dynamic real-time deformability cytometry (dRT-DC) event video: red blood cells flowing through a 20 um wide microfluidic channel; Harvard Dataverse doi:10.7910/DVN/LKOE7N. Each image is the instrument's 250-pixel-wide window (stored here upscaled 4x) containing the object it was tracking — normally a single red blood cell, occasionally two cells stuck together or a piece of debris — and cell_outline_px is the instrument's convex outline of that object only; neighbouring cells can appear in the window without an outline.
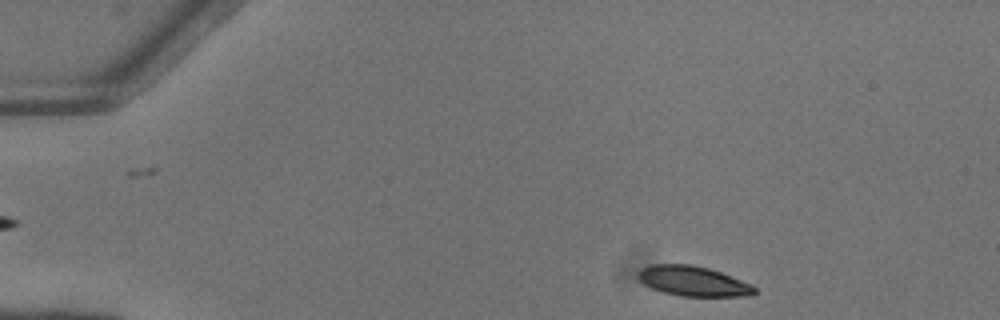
{"species": "common noctule bat (a hibernating species)", "species_latin": "Nyctalus noctula", "temperature_condition": "warm", "stored_images_in_passage": 45, "camera_frame_rate_fps": 3000, "um_per_image_px": 0.085, "animal": {"sex": "female"}, "frame": {"image": 1, "passage_image": 2, "time_ms": 0.333, "image_size_px": [1000, 320], "cell_outline_px": [[756, 292], [752, 296], [680, 296], [664, 292], [652, 288], [644, 284], [636, 276], [636, 272], [640, 268], [648, 264], [692, 264], [708, 268], [720, 272], [752, 284], [756, 288]], "centroid_in_image_um": [58.89, 23.88], "position_along_channel_um": 26.1, "area_um2": 20.52}}
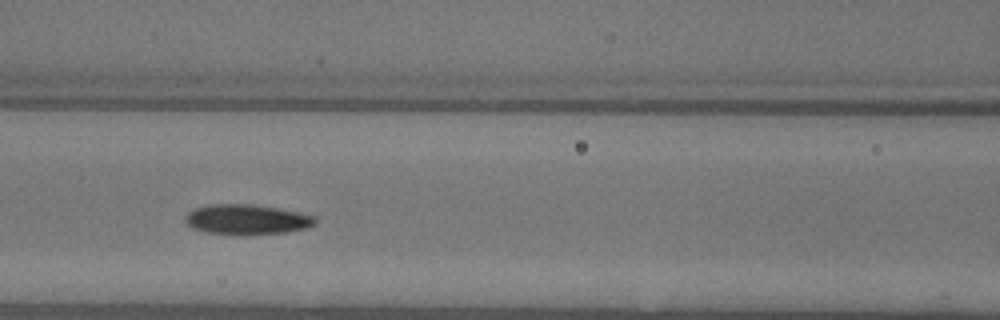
{"frame": {"image": 2, "passage_image": 17, "time_ms": 5.333, "image_size_px": [1000, 320], "cell_outline_px": [[316, 224], [308, 228], [284, 232], [244, 236], [236, 236], [204, 232], [192, 228], [184, 220], [188, 212], [196, 208], [208, 204], [256, 204], [300, 212], [316, 216]], "centroid_in_image_um": [20.99, 18.67], "position_along_channel_um": 145.6, "area_um2": 23.35}}
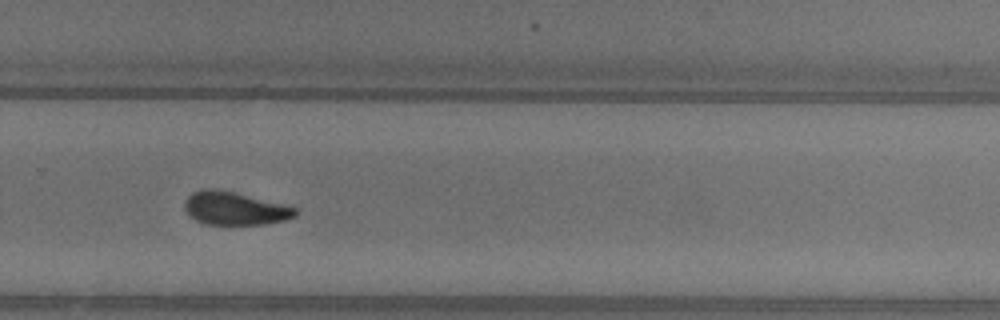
{"frame": {"image": 3, "passage_image": 29, "time_ms": 9.333, "image_size_px": [1000, 320], "cell_outline_px": [[300, 212], [296, 216], [284, 220], [264, 224], [204, 224], [188, 216], [184, 208], [184, 200], [192, 192], [204, 188], [216, 188], [236, 192], [296, 208]], "centroid_in_image_um": [19.91, 17.7], "position_along_channel_um": 309.9, "area_um2": 21.5}, "authors_computed_cell_mechanics": {"area_um2": 21.675, "velocity_mm_per_s": 4.1168, "shape_relaxation_time_tau1_ms": 4.5647, "shape_relaxation_time_tau2_ms": 4.1962, "deformation_change_tau1": 0.1516, "deformation_change_tau2": 0.1029}}